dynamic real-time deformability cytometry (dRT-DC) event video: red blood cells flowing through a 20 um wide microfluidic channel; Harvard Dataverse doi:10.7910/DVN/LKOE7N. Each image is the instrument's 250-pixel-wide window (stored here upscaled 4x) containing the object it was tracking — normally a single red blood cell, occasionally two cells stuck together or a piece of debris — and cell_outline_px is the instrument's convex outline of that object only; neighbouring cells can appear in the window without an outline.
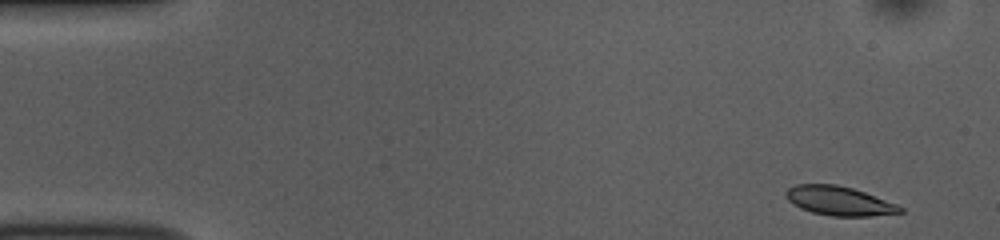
{"species": "common noctule bat (a hibernating species)", "species_latin": "Nyctalus noctula", "temperature_condition": "room temperature", "stored_images_in_passage": 50, "camera_frame_rate_fps": 3000, "um_per_image_px": 0.085, "animal": {"sex": "female", "body_mass_g": 10.0, "forearm_length_mm": 53.1}, "frame": {"image": 1, "passage_image": 1, "time_ms": 0.0, "image_size_px": [1000, 240], "cell_outline_px": [[904, 212], [872, 216], [832, 216], [812, 212], [800, 208], [788, 200], [784, 196], [784, 192], [788, 188], [796, 184], [836, 184], [852, 188], [864, 192], [896, 204], [904, 208]], "centroid_in_image_um": [71.3, 17.07], "position_along_channel_um": 13.7, "area_um2": 19.36}}
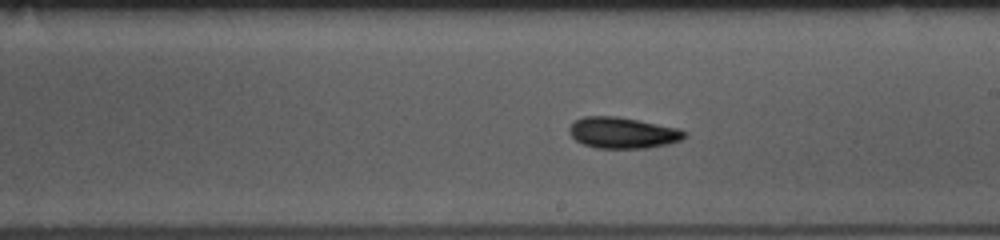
{"frame": {"image": 2, "passage_image": 27, "time_ms": 8.667, "image_size_px": [1000, 240], "cell_outline_px": [[688, 136], [680, 140], [668, 144], [648, 148], [596, 148], [584, 144], [576, 140], [568, 132], [568, 128], [576, 120], [584, 116], [616, 116], [680, 128], [688, 132]], "centroid_in_image_um": [52.97, 11.29], "position_along_channel_um": 236.0, "area_um2": 20.98}}
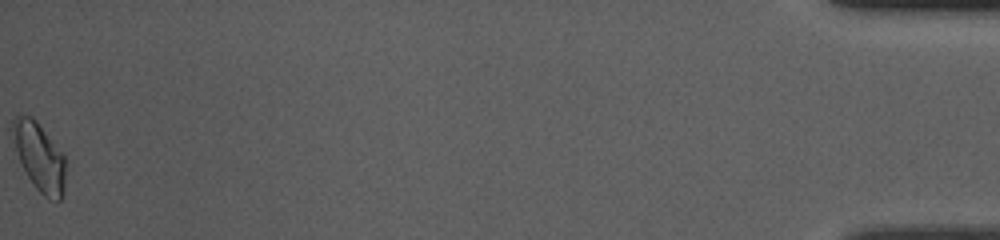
{"frame": {"image": 3, "passage_image": 50, "time_ms": 16.333, "image_size_px": [1000, 240], "cell_outline_px": [[64, 196], [60, 200], [48, 200], [36, 188], [28, 176], [20, 160], [16, 148], [12, 124], [12, 120], [16, 116], [32, 116], [36, 120], [64, 152]], "centroid_in_image_um": [3.39, 13.34], "position_along_channel_um": 431.8, "area_um2": 20.75}, "authors_computed_cell_mechanics": {"area_um2": 19.8543, "velocity_mm_per_s": 3.8248, "shape_relaxation_time_tau1_ms": 3.1388, "shape_relaxation_time_tau2_ms": 7.8264, "deformation_change_tau1": 0.0923, "deformation_change_tau2": 0.1214}}